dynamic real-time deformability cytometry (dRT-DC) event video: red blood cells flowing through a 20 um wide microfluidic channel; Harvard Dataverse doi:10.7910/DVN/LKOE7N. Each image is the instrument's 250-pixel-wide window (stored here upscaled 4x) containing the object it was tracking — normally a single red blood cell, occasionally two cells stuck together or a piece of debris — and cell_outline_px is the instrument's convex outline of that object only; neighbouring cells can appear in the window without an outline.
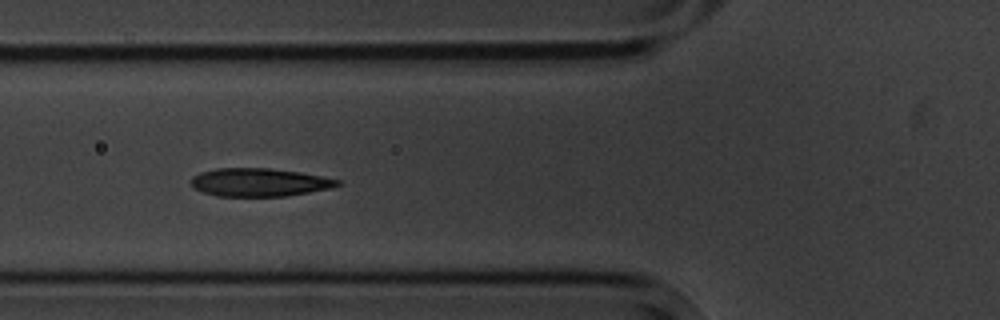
{"species": "common noctule bat (a hibernating species)", "species_latin": "Nyctalus noctula", "temperature_condition": "cold", "stored_images_in_passage": 12, "camera_frame_rate_fps": 3000, "um_per_image_px": 0.085, "animal": {"sex": "male", "body_mass_g": 20.1, "forearm_length_mm": 53.5}, "frame": {"image": 1, "passage_image": 2, "time_ms": 1.0, "image_size_px": [1000, 320], "cell_outline_px": [[340, 184], [332, 188], [284, 196], [216, 196], [192, 188], [192, 176], [200, 172], [216, 168], [268, 168], [300, 172], [340, 180]], "centroid_in_image_um": [22.01, 15.49], "position_along_channel_um": 103.8, "area_um2": 23.93}}
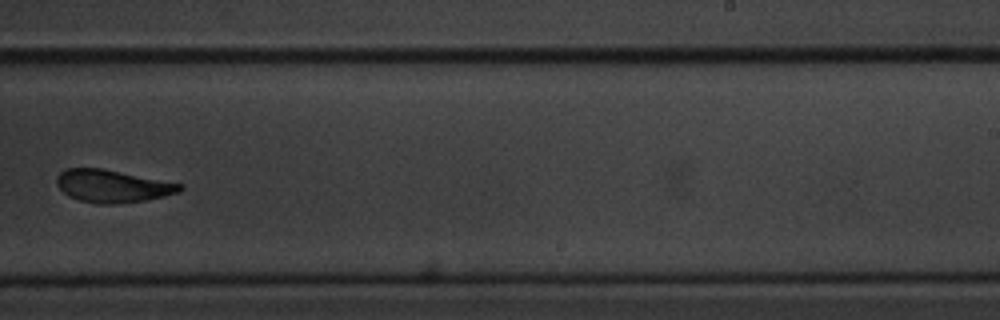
{"frame": {"image": 2, "passage_image": 6, "time_ms": 6.0, "image_size_px": [1000, 320], "cell_outline_px": [[184, 188], [180, 192], [164, 196], [144, 200], [116, 204], [100, 204], [80, 200], [68, 196], [56, 184], [56, 176], [60, 172], [68, 168], [100, 168], [184, 184]], "centroid_in_image_um": [9.56, 15.82], "position_along_channel_um": 279.4, "area_um2": 23.29}}
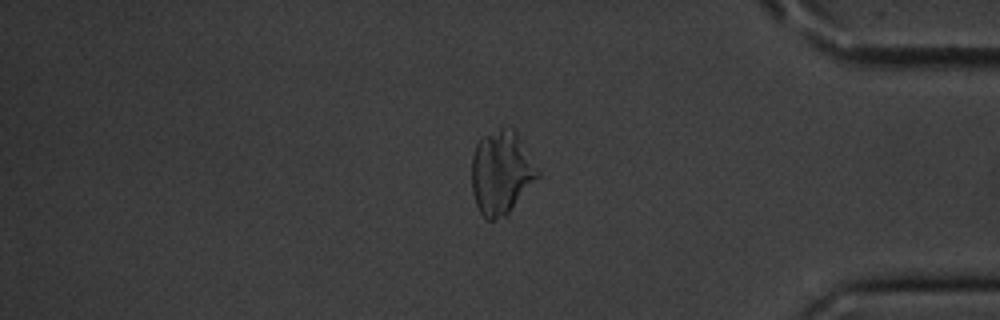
{"frame": {"image": 3, "passage_image": 12, "time_ms": 13.667, "image_size_px": [1000, 320], "cell_outline_px": [[540, 176], [508, 216], [496, 220], [488, 220], [480, 212], [476, 204], [472, 192], [472, 156], [476, 144], [484, 136], [500, 128], [512, 128], [516, 132], [540, 172]], "centroid_in_image_um": [42.62, 14.73], "position_along_channel_um": 392.6, "area_um2": 32.25}, "authors_computed_cell_mechanics": {"area_um2": 24.0737, "velocity_mm_per_s": 3.5064, "shape_relaxation_time_tau1_ms": 2.4816, "shape_relaxation_time_tau2_ms": 1.6063, "deformation_change_tau1": 0.0921, "deformation_change_tau2": 0.048}}